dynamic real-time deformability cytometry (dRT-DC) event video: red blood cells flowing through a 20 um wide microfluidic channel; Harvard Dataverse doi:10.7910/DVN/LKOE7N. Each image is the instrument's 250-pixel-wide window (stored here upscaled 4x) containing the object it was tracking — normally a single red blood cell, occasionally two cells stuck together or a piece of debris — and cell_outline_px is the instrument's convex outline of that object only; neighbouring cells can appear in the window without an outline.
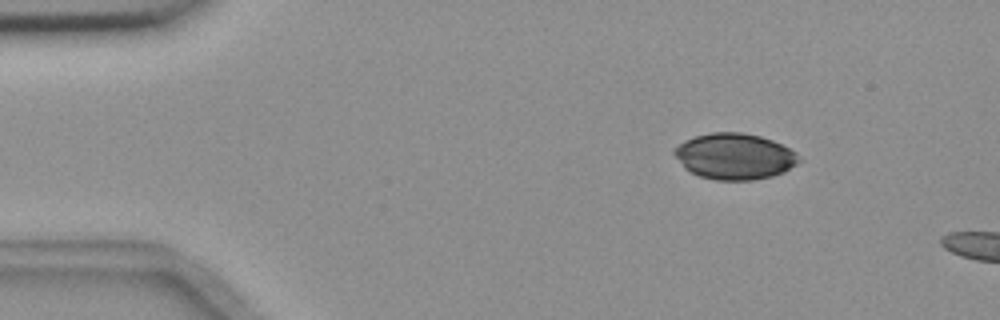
{"species": "common noctule bat (a hibernating species)", "species_latin": "Nyctalus noctula", "temperature_condition": "room temperature", "stored_images_in_passage": 4, "camera_frame_rate_fps": 3000, "um_per_image_px": 0.085, "animal": {"sex": "female", "body_mass_g": 18.4}, "frame": {"image": 1, "passage_image": 3, "time_ms": 2.333, "image_size_px": [1000, 320], "cell_outline_px": [[804, 160], [784, 172], [772, 176], [752, 180], [716, 180], [700, 176], [684, 168], [672, 152], [684, 140], [696, 136], [712, 132], [740, 132], [760, 136], [772, 140], [796, 152]], "centroid_in_image_um": [62.47, 13.29], "position_along_channel_um": 22.5, "area_um2": 33.47}}